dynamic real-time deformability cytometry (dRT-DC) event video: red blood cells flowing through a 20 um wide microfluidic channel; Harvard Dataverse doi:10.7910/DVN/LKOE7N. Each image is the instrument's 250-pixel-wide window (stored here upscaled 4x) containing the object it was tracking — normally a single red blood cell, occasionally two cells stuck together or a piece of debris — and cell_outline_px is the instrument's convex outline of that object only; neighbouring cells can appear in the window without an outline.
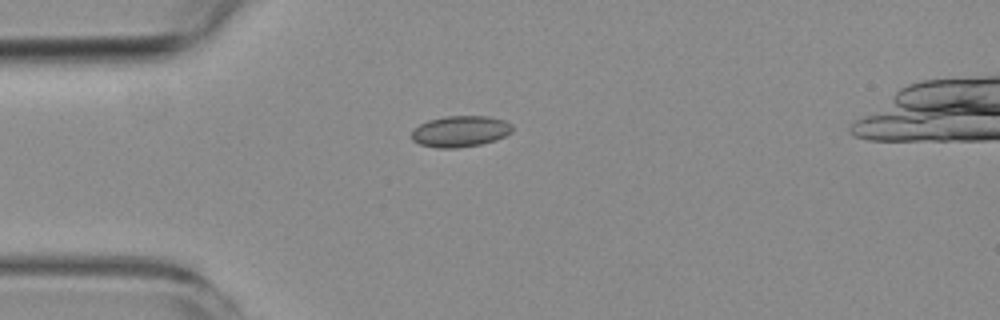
{"species": "common noctule bat (a hibernating species)", "species_latin": "Nyctalus noctula", "temperature_condition": "room temperature", "stored_images_in_passage": 2, "camera_frame_rate_fps": 3000, "um_per_image_px": 0.085, "animal": {"sex": "female", "body_mass_g": 19.3, "forearm_length_mm": 54.1}, "frame": {"image": 1, "passage_image": 1, "time_ms": 0.0, "image_size_px": [1000, 320], "cell_outline_px": [[512, 132], [496, 140], [480, 144], [456, 148], [436, 148], [420, 144], [412, 140], [412, 132], [420, 124], [428, 120], [444, 116], [488, 116], [504, 120], [512, 124]], "centroid_in_image_um": [39.13, 11.16], "position_along_channel_um": 45.9, "area_um2": 18.26}}